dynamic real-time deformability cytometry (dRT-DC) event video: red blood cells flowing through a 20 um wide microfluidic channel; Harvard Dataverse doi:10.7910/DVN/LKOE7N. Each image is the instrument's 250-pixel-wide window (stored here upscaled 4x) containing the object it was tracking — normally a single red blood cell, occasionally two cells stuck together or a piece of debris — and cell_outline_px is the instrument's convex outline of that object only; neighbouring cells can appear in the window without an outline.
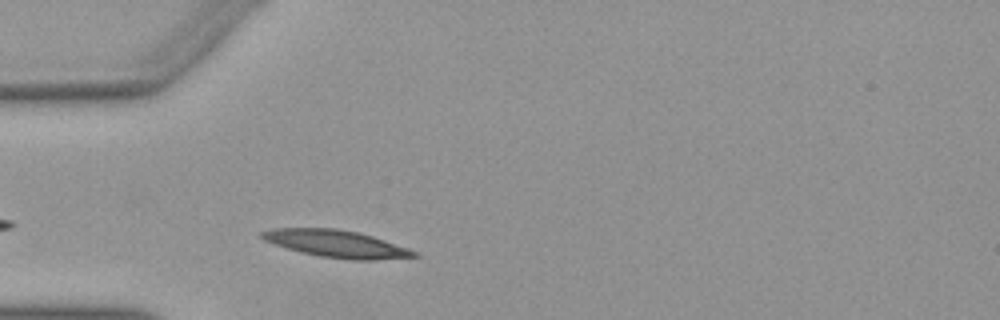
{"species": "Egyptian fruit bat (a non-hibernating species)", "species_latin": "Rousettus aegyptiacus", "temperature_condition": "warm", "stored_images_in_passage": 25, "camera_frame_rate_fps": 3000, "um_per_image_px": 0.085, "animal": {"sex": "female"}, "frame": {"image": 1, "passage_image": 3, "time_ms": 0.667, "image_size_px": [1000, 320], "cell_outline_px": [[420, 256], [372, 260], [352, 260], [320, 256], [300, 252], [264, 240], [260, 236], [260, 232], [272, 228], [336, 228], [356, 232], [372, 236], [420, 252]], "centroid_in_image_um": [28.61, 20.72], "position_along_channel_um": 56.4, "area_um2": 23.99}}
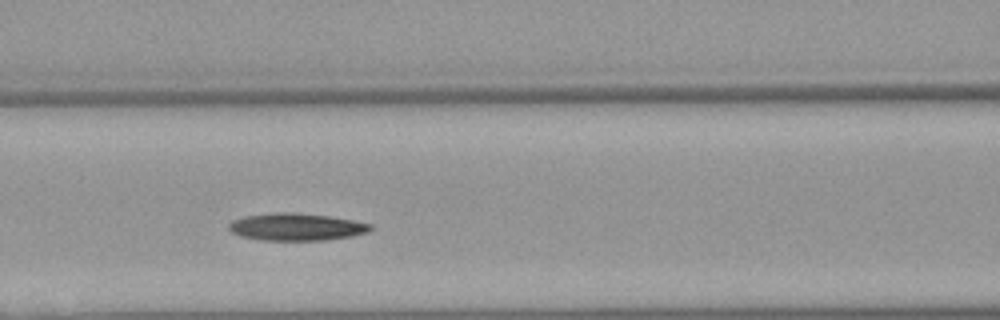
{"frame": {"image": 2, "passage_image": 10, "time_ms": 3.0, "image_size_px": [1000, 320], "cell_outline_px": [[376, 228], [368, 232], [352, 236], [324, 240], [260, 240], [240, 236], [232, 232], [228, 228], [228, 224], [232, 220], [244, 216], [276, 212], [296, 212], [328, 216], [352, 220], [372, 224]], "centroid_in_image_um": [25.2, 19.28], "position_along_channel_um": 141.4, "area_um2": 22.72}}
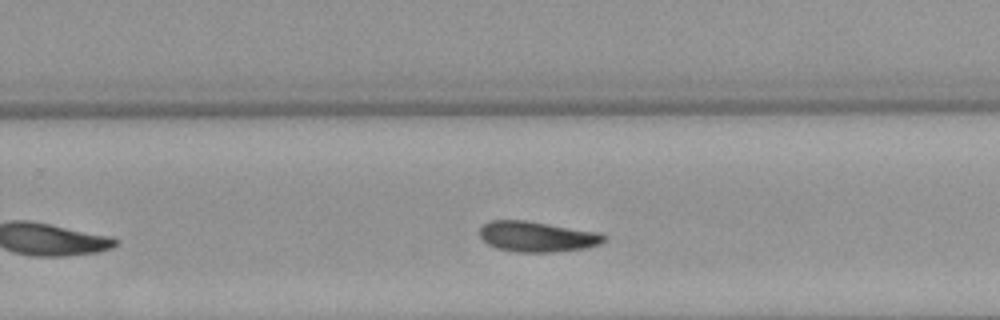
{"frame": {"image": 3, "passage_image": 21, "time_ms": 6.667, "image_size_px": [1000, 320], "cell_outline_px": [[604, 240], [600, 244], [588, 248], [552, 252], [516, 252], [496, 248], [488, 244], [480, 236], [480, 228], [484, 224], [492, 220], [528, 220], [600, 232], [604, 236]], "centroid_in_image_um": [45.66, 20.11], "position_along_channel_um": 284.1, "area_um2": 22.2}}